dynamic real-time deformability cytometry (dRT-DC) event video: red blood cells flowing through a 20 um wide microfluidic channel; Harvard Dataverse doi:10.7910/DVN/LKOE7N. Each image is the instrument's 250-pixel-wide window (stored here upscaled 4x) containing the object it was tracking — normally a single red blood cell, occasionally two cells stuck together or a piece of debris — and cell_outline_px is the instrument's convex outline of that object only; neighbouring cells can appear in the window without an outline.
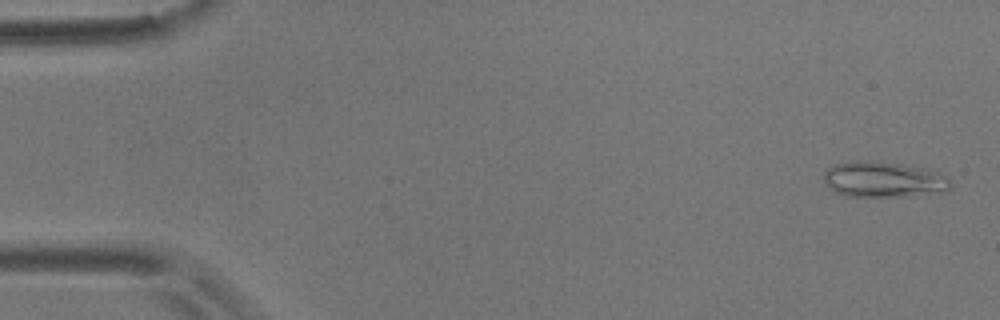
{"species": "common noctule bat (a hibernating species)", "species_latin": "Nyctalus noctula", "temperature_condition": "room temperature", "stored_images_in_passage": 4, "camera_frame_rate_fps": 3000, "um_per_image_px": 0.085, "animal": {"sex": "male", "body_mass_g": 17.9}, "frame": {"image": 1, "passage_image": 1, "time_ms": 0.0, "image_size_px": [1000, 320], "cell_outline_px": [[952, 184], [948, 188], [908, 196], [848, 196], [836, 192], [824, 184], [824, 172], [828, 168], [836, 164], [856, 160], [868, 160], [900, 164], [920, 168], [936, 172], [948, 176]], "centroid_in_image_um": [75.01, 15.24], "position_along_channel_um": 10.0, "area_um2": 25.78}}